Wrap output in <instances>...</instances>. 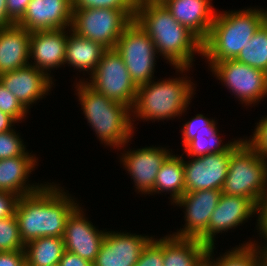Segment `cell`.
Instances as JSON below:
<instances>
[{
  "label": "cell",
  "instance_id": "cell-26",
  "mask_svg": "<svg viewBox=\"0 0 267 266\" xmlns=\"http://www.w3.org/2000/svg\"><path fill=\"white\" fill-rule=\"evenodd\" d=\"M63 237H40L25 244L26 266H53L65 252Z\"/></svg>",
  "mask_w": 267,
  "mask_h": 266
},
{
  "label": "cell",
  "instance_id": "cell-45",
  "mask_svg": "<svg viewBox=\"0 0 267 266\" xmlns=\"http://www.w3.org/2000/svg\"><path fill=\"white\" fill-rule=\"evenodd\" d=\"M199 266H208L207 260L205 259Z\"/></svg>",
  "mask_w": 267,
  "mask_h": 266
},
{
  "label": "cell",
  "instance_id": "cell-36",
  "mask_svg": "<svg viewBox=\"0 0 267 266\" xmlns=\"http://www.w3.org/2000/svg\"><path fill=\"white\" fill-rule=\"evenodd\" d=\"M252 139L245 141L263 158L267 159V116L259 121Z\"/></svg>",
  "mask_w": 267,
  "mask_h": 266
},
{
  "label": "cell",
  "instance_id": "cell-10",
  "mask_svg": "<svg viewBox=\"0 0 267 266\" xmlns=\"http://www.w3.org/2000/svg\"><path fill=\"white\" fill-rule=\"evenodd\" d=\"M211 71L245 105L267 97V73L262 70L231 59L216 62Z\"/></svg>",
  "mask_w": 267,
  "mask_h": 266
},
{
  "label": "cell",
  "instance_id": "cell-27",
  "mask_svg": "<svg viewBox=\"0 0 267 266\" xmlns=\"http://www.w3.org/2000/svg\"><path fill=\"white\" fill-rule=\"evenodd\" d=\"M214 246L208 247L206 260L208 266H262L261 255L258 247L252 241L242 244L233 250L220 255L219 258L212 259Z\"/></svg>",
  "mask_w": 267,
  "mask_h": 266
},
{
  "label": "cell",
  "instance_id": "cell-20",
  "mask_svg": "<svg viewBox=\"0 0 267 266\" xmlns=\"http://www.w3.org/2000/svg\"><path fill=\"white\" fill-rule=\"evenodd\" d=\"M171 15L202 42L207 38L216 12L211 0H160Z\"/></svg>",
  "mask_w": 267,
  "mask_h": 266
},
{
  "label": "cell",
  "instance_id": "cell-11",
  "mask_svg": "<svg viewBox=\"0 0 267 266\" xmlns=\"http://www.w3.org/2000/svg\"><path fill=\"white\" fill-rule=\"evenodd\" d=\"M231 151H223L184 161L185 192L222 190L227 176Z\"/></svg>",
  "mask_w": 267,
  "mask_h": 266
},
{
  "label": "cell",
  "instance_id": "cell-46",
  "mask_svg": "<svg viewBox=\"0 0 267 266\" xmlns=\"http://www.w3.org/2000/svg\"><path fill=\"white\" fill-rule=\"evenodd\" d=\"M265 20L267 22V11L265 10Z\"/></svg>",
  "mask_w": 267,
  "mask_h": 266
},
{
  "label": "cell",
  "instance_id": "cell-43",
  "mask_svg": "<svg viewBox=\"0 0 267 266\" xmlns=\"http://www.w3.org/2000/svg\"><path fill=\"white\" fill-rule=\"evenodd\" d=\"M14 25L6 12V0H0V29Z\"/></svg>",
  "mask_w": 267,
  "mask_h": 266
},
{
  "label": "cell",
  "instance_id": "cell-13",
  "mask_svg": "<svg viewBox=\"0 0 267 266\" xmlns=\"http://www.w3.org/2000/svg\"><path fill=\"white\" fill-rule=\"evenodd\" d=\"M258 212V206L247 197L222 194L212 213L207 231L198 239L207 247L214 246L217 233L228 231L244 223Z\"/></svg>",
  "mask_w": 267,
  "mask_h": 266
},
{
  "label": "cell",
  "instance_id": "cell-14",
  "mask_svg": "<svg viewBox=\"0 0 267 266\" xmlns=\"http://www.w3.org/2000/svg\"><path fill=\"white\" fill-rule=\"evenodd\" d=\"M152 236L106 232L93 266H135Z\"/></svg>",
  "mask_w": 267,
  "mask_h": 266
},
{
  "label": "cell",
  "instance_id": "cell-18",
  "mask_svg": "<svg viewBox=\"0 0 267 266\" xmlns=\"http://www.w3.org/2000/svg\"><path fill=\"white\" fill-rule=\"evenodd\" d=\"M0 82L28 111L29 105L43 98L52 88V79L32 65L0 75Z\"/></svg>",
  "mask_w": 267,
  "mask_h": 266
},
{
  "label": "cell",
  "instance_id": "cell-29",
  "mask_svg": "<svg viewBox=\"0 0 267 266\" xmlns=\"http://www.w3.org/2000/svg\"><path fill=\"white\" fill-rule=\"evenodd\" d=\"M217 133L218 130L208 139L206 137H194V139L184 147L185 152L190 157H200L207 154L231 151L239 142V140H234L233 142L221 145L222 140Z\"/></svg>",
  "mask_w": 267,
  "mask_h": 266
},
{
  "label": "cell",
  "instance_id": "cell-3",
  "mask_svg": "<svg viewBox=\"0 0 267 266\" xmlns=\"http://www.w3.org/2000/svg\"><path fill=\"white\" fill-rule=\"evenodd\" d=\"M265 21L263 9L216 13L209 34L202 42V57L207 58L210 68L216 62L236 59Z\"/></svg>",
  "mask_w": 267,
  "mask_h": 266
},
{
  "label": "cell",
  "instance_id": "cell-17",
  "mask_svg": "<svg viewBox=\"0 0 267 266\" xmlns=\"http://www.w3.org/2000/svg\"><path fill=\"white\" fill-rule=\"evenodd\" d=\"M82 212L78 207L67 220L63 236L65 250L93 263L106 231L96 229Z\"/></svg>",
  "mask_w": 267,
  "mask_h": 266
},
{
  "label": "cell",
  "instance_id": "cell-25",
  "mask_svg": "<svg viewBox=\"0 0 267 266\" xmlns=\"http://www.w3.org/2000/svg\"><path fill=\"white\" fill-rule=\"evenodd\" d=\"M183 155L170 154L162 163L156 176L152 194L170 192L172 203H175L185 193V175Z\"/></svg>",
  "mask_w": 267,
  "mask_h": 266
},
{
  "label": "cell",
  "instance_id": "cell-7",
  "mask_svg": "<svg viewBox=\"0 0 267 266\" xmlns=\"http://www.w3.org/2000/svg\"><path fill=\"white\" fill-rule=\"evenodd\" d=\"M136 10L109 8L73 9L71 30L86 39L114 49L119 37L134 20Z\"/></svg>",
  "mask_w": 267,
  "mask_h": 266
},
{
  "label": "cell",
  "instance_id": "cell-15",
  "mask_svg": "<svg viewBox=\"0 0 267 266\" xmlns=\"http://www.w3.org/2000/svg\"><path fill=\"white\" fill-rule=\"evenodd\" d=\"M72 15V0H31L17 25L30 32L64 29L71 27Z\"/></svg>",
  "mask_w": 267,
  "mask_h": 266
},
{
  "label": "cell",
  "instance_id": "cell-2",
  "mask_svg": "<svg viewBox=\"0 0 267 266\" xmlns=\"http://www.w3.org/2000/svg\"><path fill=\"white\" fill-rule=\"evenodd\" d=\"M61 187L43 185L19 197L15 217L24 244L40 237H63L70 215L79 207Z\"/></svg>",
  "mask_w": 267,
  "mask_h": 266
},
{
  "label": "cell",
  "instance_id": "cell-24",
  "mask_svg": "<svg viewBox=\"0 0 267 266\" xmlns=\"http://www.w3.org/2000/svg\"><path fill=\"white\" fill-rule=\"evenodd\" d=\"M68 30L65 64H70L79 71H88L91 75L106 48L98 42L79 36L71 28Z\"/></svg>",
  "mask_w": 267,
  "mask_h": 266
},
{
  "label": "cell",
  "instance_id": "cell-5",
  "mask_svg": "<svg viewBox=\"0 0 267 266\" xmlns=\"http://www.w3.org/2000/svg\"><path fill=\"white\" fill-rule=\"evenodd\" d=\"M184 78V79H183ZM193 82L186 77L149 81L138 86L131 112L136 118L154 120L171 119L187 110L193 96Z\"/></svg>",
  "mask_w": 267,
  "mask_h": 266
},
{
  "label": "cell",
  "instance_id": "cell-39",
  "mask_svg": "<svg viewBox=\"0 0 267 266\" xmlns=\"http://www.w3.org/2000/svg\"><path fill=\"white\" fill-rule=\"evenodd\" d=\"M0 266H26L24 250L0 252Z\"/></svg>",
  "mask_w": 267,
  "mask_h": 266
},
{
  "label": "cell",
  "instance_id": "cell-41",
  "mask_svg": "<svg viewBox=\"0 0 267 266\" xmlns=\"http://www.w3.org/2000/svg\"><path fill=\"white\" fill-rule=\"evenodd\" d=\"M59 266H93V263L83 259L75 253L65 251L59 261Z\"/></svg>",
  "mask_w": 267,
  "mask_h": 266
},
{
  "label": "cell",
  "instance_id": "cell-19",
  "mask_svg": "<svg viewBox=\"0 0 267 266\" xmlns=\"http://www.w3.org/2000/svg\"><path fill=\"white\" fill-rule=\"evenodd\" d=\"M65 30L66 28L31 32L29 58L34 59V63L30 62V65L44 72L51 79L48 71L65 65L69 34Z\"/></svg>",
  "mask_w": 267,
  "mask_h": 266
},
{
  "label": "cell",
  "instance_id": "cell-16",
  "mask_svg": "<svg viewBox=\"0 0 267 266\" xmlns=\"http://www.w3.org/2000/svg\"><path fill=\"white\" fill-rule=\"evenodd\" d=\"M171 154L168 149L160 147H145L128 150L122 154L121 162L133 178L138 192L151 194L156 176L162 163Z\"/></svg>",
  "mask_w": 267,
  "mask_h": 266
},
{
  "label": "cell",
  "instance_id": "cell-1",
  "mask_svg": "<svg viewBox=\"0 0 267 266\" xmlns=\"http://www.w3.org/2000/svg\"><path fill=\"white\" fill-rule=\"evenodd\" d=\"M134 20L150 36L157 53L180 74L192 67L195 53L202 55V41L180 24L160 0H138Z\"/></svg>",
  "mask_w": 267,
  "mask_h": 266
},
{
  "label": "cell",
  "instance_id": "cell-8",
  "mask_svg": "<svg viewBox=\"0 0 267 266\" xmlns=\"http://www.w3.org/2000/svg\"><path fill=\"white\" fill-rule=\"evenodd\" d=\"M114 49L121 55L137 87L152 80L158 53L150 36L135 20L122 32Z\"/></svg>",
  "mask_w": 267,
  "mask_h": 266
},
{
  "label": "cell",
  "instance_id": "cell-28",
  "mask_svg": "<svg viewBox=\"0 0 267 266\" xmlns=\"http://www.w3.org/2000/svg\"><path fill=\"white\" fill-rule=\"evenodd\" d=\"M237 61L267 73V22L265 21L241 50Z\"/></svg>",
  "mask_w": 267,
  "mask_h": 266
},
{
  "label": "cell",
  "instance_id": "cell-38",
  "mask_svg": "<svg viewBox=\"0 0 267 266\" xmlns=\"http://www.w3.org/2000/svg\"><path fill=\"white\" fill-rule=\"evenodd\" d=\"M31 0H6V12L8 18L17 24L24 16Z\"/></svg>",
  "mask_w": 267,
  "mask_h": 266
},
{
  "label": "cell",
  "instance_id": "cell-44",
  "mask_svg": "<svg viewBox=\"0 0 267 266\" xmlns=\"http://www.w3.org/2000/svg\"><path fill=\"white\" fill-rule=\"evenodd\" d=\"M256 247H258L261 255L262 266H267V245L264 247H260L256 243H253Z\"/></svg>",
  "mask_w": 267,
  "mask_h": 266
},
{
  "label": "cell",
  "instance_id": "cell-40",
  "mask_svg": "<svg viewBox=\"0 0 267 266\" xmlns=\"http://www.w3.org/2000/svg\"><path fill=\"white\" fill-rule=\"evenodd\" d=\"M258 219H257V227L260 231V235L267 240V196L258 204ZM267 245V243H266Z\"/></svg>",
  "mask_w": 267,
  "mask_h": 266
},
{
  "label": "cell",
  "instance_id": "cell-21",
  "mask_svg": "<svg viewBox=\"0 0 267 266\" xmlns=\"http://www.w3.org/2000/svg\"><path fill=\"white\" fill-rule=\"evenodd\" d=\"M31 32L14 24L0 29V75L29 65Z\"/></svg>",
  "mask_w": 267,
  "mask_h": 266
},
{
  "label": "cell",
  "instance_id": "cell-12",
  "mask_svg": "<svg viewBox=\"0 0 267 266\" xmlns=\"http://www.w3.org/2000/svg\"><path fill=\"white\" fill-rule=\"evenodd\" d=\"M221 190H198L185 192L175 204L185 207V227L174 236L199 239L208 228L209 220L219 203Z\"/></svg>",
  "mask_w": 267,
  "mask_h": 266
},
{
  "label": "cell",
  "instance_id": "cell-34",
  "mask_svg": "<svg viewBox=\"0 0 267 266\" xmlns=\"http://www.w3.org/2000/svg\"><path fill=\"white\" fill-rule=\"evenodd\" d=\"M0 111L10 115L17 122L26 117L27 110L21 105L18 99L6 89L0 82Z\"/></svg>",
  "mask_w": 267,
  "mask_h": 266
},
{
  "label": "cell",
  "instance_id": "cell-9",
  "mask_svg": "<svg viewBox=\"0 0 267 266\" xmlns=\"http://www.w3.org/2000/svg\"><path fill=\"white\" fill-rule=\"evenodd\" d=\"M86 83L107 98L133 108L137 86L130 78L121 55L115 49H106Z\"/></svg>",
  "mask_w": 267,
  "mask_h": 266
},
{
  "label": "cell",
  "instance_id": "cell-37",
  "mask_svg": "<svg viewBox=\"0 0 267 266\" xmlns=\"http://www.w3.org/2000/svg\"><path fill=\"white\" fill-rule=\"evenodd\" d=\"M19 196L8 191L0 190V219L13 216Z\"/></svg>",
  "mask_w": 267,
  "mask_h": 266
},
{
  "label": "cell",
  "instance_id": "cell-42",
  "mask_svg": "<svg viewBox=\"0 0 267 266\" xmlns=\"http://www.w3.org/2000/svg\"><path fill=\"white\" fill-rule=\"evenodd\" d=\"M17 121L10 115L0 111V133L12 130V126Z\"/></svg>",
  "mask_w": 267,
  "mask_h": 266
},
{
  "label": "cell",
  "instance_id": "cell-4",
  "mask_svg": "<svg viewBox=\"0 0 267 266\" xmlns=\"http://www.w3.org/2000/svg\"><path fill=\"white\" fill-rule=\"evenodd\" d=\"M75 88L85 118L101 143L114 148L125 146L134 133L131 109L97 92L86 81L80 80Z\"/></svg>",
  "mask_w": 267,
  "mask_h": 266
},
{
  "label": "cell",
  "instance_id": "cell-31",
  "mask_svg": "<svg viewBox=\"0 0 267 266\" xmlns=\"http://www.w3.org/2000/svg\"><path fill=\"white\" fill-rule=\"evenodd\" d=\"M215 124V120H210L202 114H197L190 121H187L182 129V143L184 147L194 137H206L208 139L218 130Z\"/></svg>",
  "mask_w": 267,
  "mask_h": 266
},
{
  "label": "cell",
  "instance_id": "cell-6",
  "mask_svg": "<svg viewBox=\"0 0 267 266\" xmlns=\"http://www.w3.org/2000/svg\"><path fill=\"white\" fill-rule=\"evenodd\" d=\"M222 194L250 198L257 206L267 196V160L240 139L231 150Z\"/></svg>",
  "mask_w": 267,
  "mask_h": 266
},
{
  "label": "cell",
  "instance_id": "cell-30",
  "mask_svg": "<svg viewBox=\"0 0 267 266\" xmlns=\"http://www.w3.org/2000/svg\"><path fill=\"white\" fill-rule=\"evenodd\" d=\"M15 214L0 219V252L24 250Z\"/></svg>",
  "mask_w": 267,
  "mask_h": 266
},
{
  "label": "cell",
  "instance_id": "cell-23",
  "mask_svg": "<svg viewBox=\"0 0 267 266\" xmlns=\"http://www.w3.org/2000/svg\"><path fill=\"white\" fill-rule=\"evenodd\" d=\"M208 247L196 238L163 237V266H199Z\"/></svg>",
  "mask_w": 267,
  "mask_h": 266
},
{
  "label": "cell",
  "instance_id": "cell-33",
  "mask_svg": "<svg viewBox=\"0 0 267 266\" xmlns=\"http://www.w3.org/2000/svg\"><path fill=\"white\" fill-rule=\"evenodd\" d=\"M138 0H72V9L109 8L136 10Z\"/></svg>",
  "mask_w": 267,
  "mask_h": 266
},
{
  "label": "cell",
  "instance_id": "cell-32",
  "mask_svg": "<svg viewBox=\"0 0 267 266\" xmlns=\"http://www.w3.org/2000/svg\"><path fill=\"white\" fill-rule=\"evenodd\" d=\"M19 137L14 129L0 133V160L29 154Z\"/></svg>",
  "mask_w": 267,
  "mask_h": 266
},
{
  "label": "cell",
  "instance_id": "cell-35",
  "mask_svg": "<svg viewBox=\"0 0 267 266\" xmlns=\"http://www.w3.org/2000/svg\"><path fill=\"white\" fill-rule=\"evenodd\" d=\"M135 266H163V238H152L143 249Z\"/></svg>",
  "mask_w": 267,
  "mask_h": 266
},
{
  "label": "cell",
  "instance_id": "cell-22",
  "mask_svg": "<svg viewBox=\"0 0 267 266\" xmlns=\"http://www.w3.org/2000/svg\"><path fill=\"white\" fill-rule=\"evenodd\" d=\"M36 163L37 159L31 153L0 160V190L12 192L19 197L38 191L42 184L26 183Z\"/></svg>",
  "mask_w": 267,
  "mask_h": 266
}]
</instances>
